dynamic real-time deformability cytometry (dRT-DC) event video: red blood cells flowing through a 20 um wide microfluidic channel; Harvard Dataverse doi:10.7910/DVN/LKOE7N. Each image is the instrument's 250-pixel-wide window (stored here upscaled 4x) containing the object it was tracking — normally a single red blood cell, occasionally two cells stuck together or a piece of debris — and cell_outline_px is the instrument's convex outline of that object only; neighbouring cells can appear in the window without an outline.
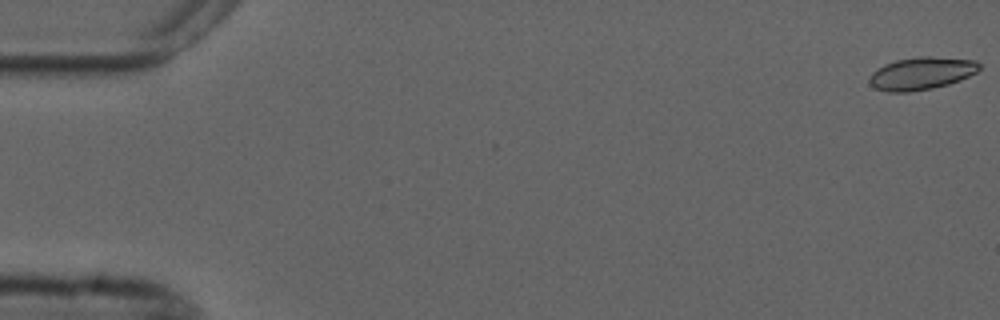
{"species": "common noctule bat (a hibernating species)", "species_latin": "Nyctalus noctula", "temperature_condition": "cold", "stored_images_in_passage": 56, "camera_frame_rate_fps": 3000, "um_per_image_px": 0.085, "animal": {"sex": "male", "forearm_length_mm": 52.5}, "frame": {"image": 1, "passage_image": 1, "time_ms": 0.0, "image_size_px": [1000, 320], "cell_outline_px": [[980, 68], [976, 72], [960, 80], [948, 84], [932, 88], [908, 92], [888, 92], [876, 88], [868, 80], [868, 76], [872, 72], [884, 64], [896, 60], [920, 56], [928, 56], [976, 60], [980, 64]], "centroid_in_image_um": [78.31, 6.23], "position_along_channel_um": 6.7, "area_um2": 20.81}}
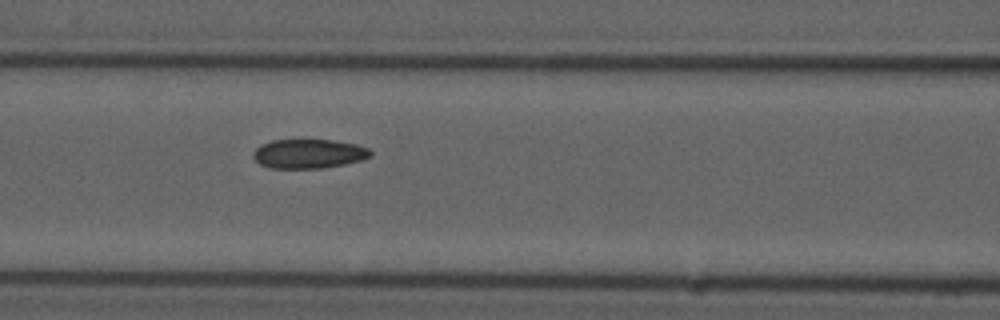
{"frame": {"image": 2, "passage_image": 24, "time_ms": 7.667, "image_size_px": [1000, 320], "cell_outline_px": [[372, 156], [364, 160], [344, 164], [320, 168], [272, 168], [260, 164], [252, 156], [252, 152], [256, 148], [272, 140], [332, 140], [356, 144], [368, 148], [372, 152]], "centroid_in_image_um": [26.27, 13.07], "position_along_channel_um": 140.3, "area_um2": 19.94}}
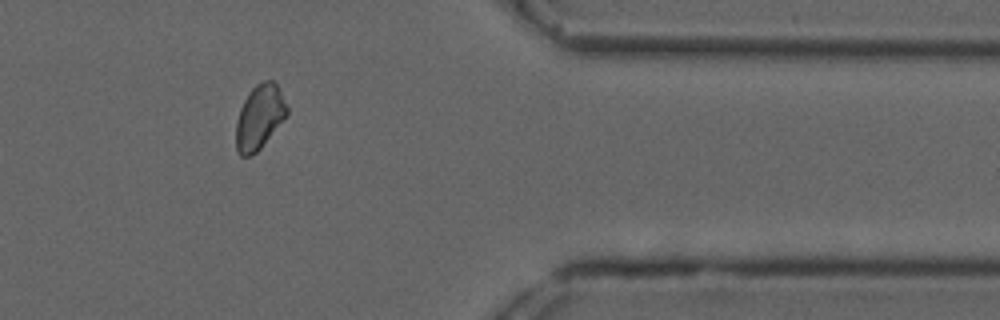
{"frame": {"image": 3, "passage_image": 46, "time_ms": 15.0, "image_size_px": [1000, 320], "cell_outline_px": [[288, 112], [260, 148], [256, 152], [248, 156], [240, 156], [236, 148], [236, 120], [240, 108], [248, 92], [256, 84], [264, 80], [272, 80], [276, 84], [288, 108]], "centroid_in_image_um": [22.02, 9.93], "position_along_channel_um": 389.4, "area_um2": 18.73}, "authors_computed_cell_mechanics": {"area_um2": 20.0566, "velocity_mm_per_s": 3.6918, "shape_relaxation_time_tau1_ms": null, "shape_relaxation_time_tau2_ms": 3.0493, "deformation_change_tau1": null, "deformation_change_tau2": 0.0589}}